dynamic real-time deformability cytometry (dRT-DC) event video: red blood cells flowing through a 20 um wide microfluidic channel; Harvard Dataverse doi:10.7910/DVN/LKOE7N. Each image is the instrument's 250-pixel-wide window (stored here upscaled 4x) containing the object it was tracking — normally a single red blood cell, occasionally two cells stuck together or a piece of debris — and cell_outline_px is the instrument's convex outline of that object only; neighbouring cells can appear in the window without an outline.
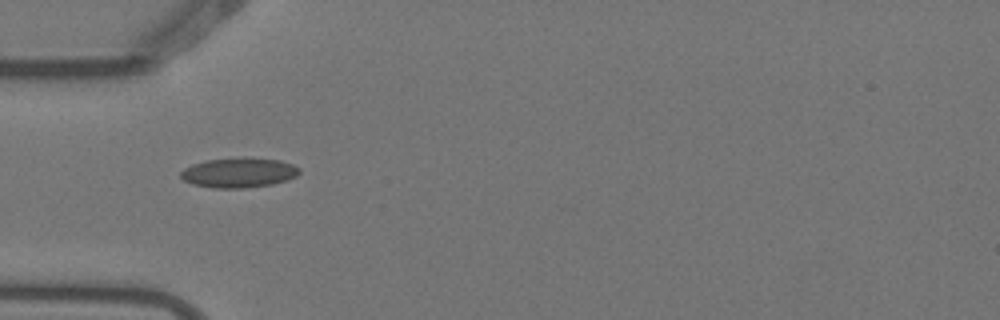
{"species": "Egyptian fruit bat (a non-hibernating species)", "species_latin": "Rousettus aegyptiacus", "temperature_condition": "warm", "stored_images_in_passage": 3, "camera_frame_rate_fps": 3000, "um_per_image_px": 0.085, "animal": {"sex": "female"}, "frame": {"image": 1, "passage_image": 1, "time_ms": 0.0, "image_size_px": [1000, 320], "cell_outline_px": [[300, 172], [296, 176], [272, 184], [244, 188], [212, 188], [192, 184], [184, 180], [180, 176], [180, 172], [184, 168], [192, 164], [208, 160], [280, 160], [292, 164], [300, 168]], "centroid_in_image_um": [20.26, 14.72], "position_along_channel_um": 64.7, "area_um2": 19.77}}
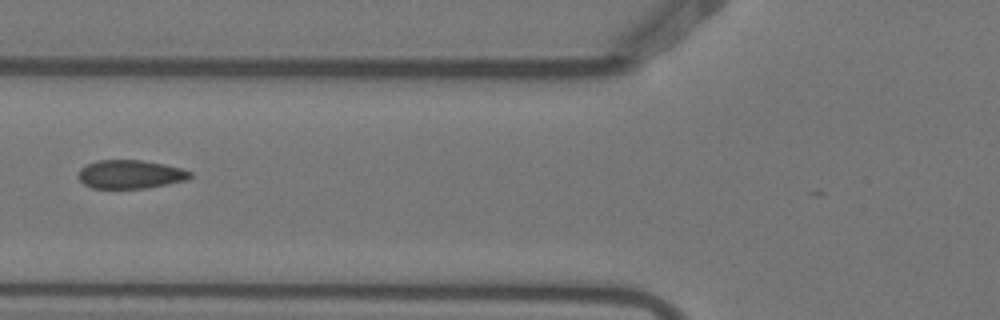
{"frame": {"image": 2, "passage_image": 2, "time_ms": 0.333, "image_size_px": [1000, 320], "cell_outline_px": [[192, 176], [188, 180], [168, 184], [144, 188], [92, 188], [84, 184], [80, 180], [80, 168], [96, 160], [140, 160], [164, 164], [180, 168], [192, 172]], "centroid_in_image_um": [11.1, 14.81], "position_along_channel_um": 114.7, "area_um2": 18.5}}